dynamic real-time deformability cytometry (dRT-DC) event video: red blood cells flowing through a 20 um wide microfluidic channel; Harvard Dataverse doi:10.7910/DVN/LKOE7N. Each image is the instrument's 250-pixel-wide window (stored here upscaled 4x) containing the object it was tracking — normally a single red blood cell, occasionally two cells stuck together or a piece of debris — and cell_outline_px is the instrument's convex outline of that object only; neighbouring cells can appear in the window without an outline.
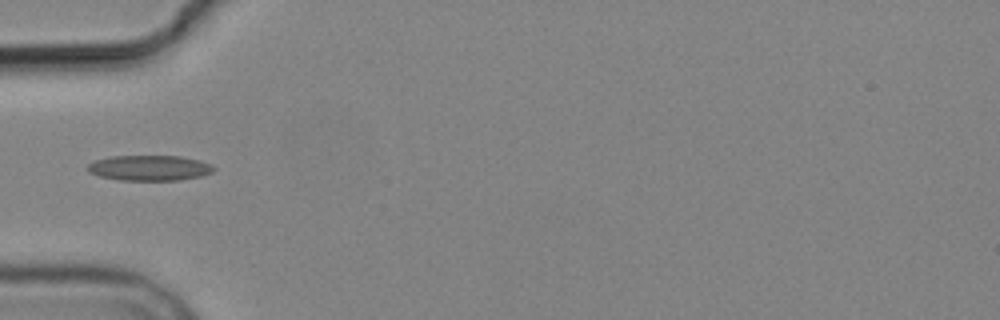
{"species": "common noctule bat (a hibernating species)", "species_latin": "Nyctalus noctula", "temperature_condition": "cold", "stored_images_in_passage": 1, "camera_frame_rate_fps": 3000, "um_per_image_px": 0.085, "animal": {"sex": "male", "body_mass_g": 19.2, "forearm_length_mm": 51.8}, "frame": {"image": 1, "passage_image": 1, "time_ms": 0.0, "image_size_px": [1000, 320], "cell_outline_px": [[216, 168], [212, 172], [200, 176], [180, 180], [120, 180], [100, 176], [88, 172], [88, 164], [96, 160], [112, 156], [180, 156], [200, 160], [212, 164]], "centroid_in_image_um": [12.74, 14.27], "position_along_channel_um": 72.3, "area_um2": 18.61}}